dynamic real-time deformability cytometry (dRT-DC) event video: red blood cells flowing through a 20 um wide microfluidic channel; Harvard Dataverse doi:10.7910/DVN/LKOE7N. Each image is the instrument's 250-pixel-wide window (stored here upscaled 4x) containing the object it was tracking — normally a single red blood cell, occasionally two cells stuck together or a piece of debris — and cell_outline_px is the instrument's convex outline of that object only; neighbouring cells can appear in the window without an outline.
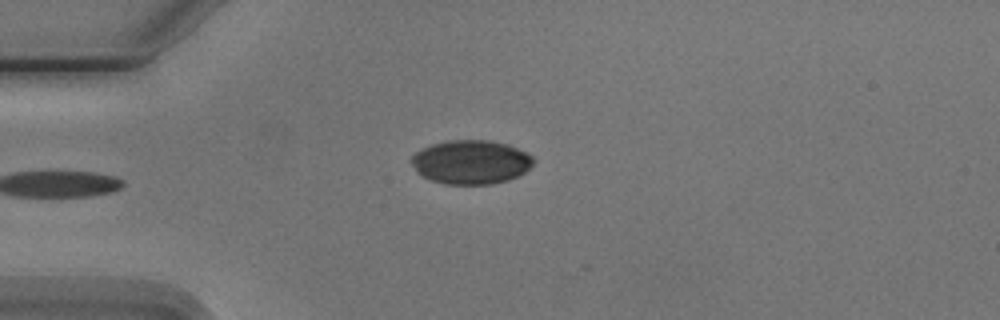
{"species": "Egyptian fruit bat (a non-hibernating species)", "species_latin": "Rousettus aegyptiacus", "temperature_condition": "cold", "stored_images_in_passage": 6, "camera_frame_rate_fps": 3000, "um_per_image_px": 0.085, "animal": {"sex": "male"}, "frame": {"image": 1, "passage_image": 1, "time_ms": 0.0, "image_size_px": [1000, 320], "cell_outline_px": [[536, 160], [524, 172], [508, 180], [492, 184], [444, 184], [432, 180], [416, 172], [412, 164], [412, 156], [416, 152], [432, 144], [448, 140], [488, 140], [508, 144], [528, 152]], "centroid_in_image_um": [40.05, 13.77], "position_along_channel_um": 44.9, "area_um2": 31.21}}
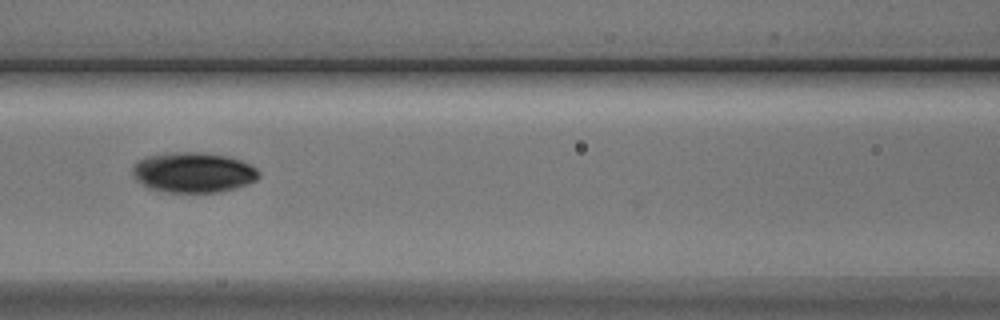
{"frame": {"image": 2, "passage_image": 4, "time_ms": 3.333, "image_size_px": [1000, 320], "cell_outline_px": [[260, 176], [256, 180], [248, 184], [236, 188], [220, 192], [160, 192], [148, 188], [136, 180], [132, 172], [132, 164], [148, 156], [168, 152], [200, 152], [228, 156], [240, 160], [256, 168], [260, 172]], "centroid_in_image_um": [16.42, 14.66], "position_along_channel_um": 150.2, "area_um2": 29.88}}
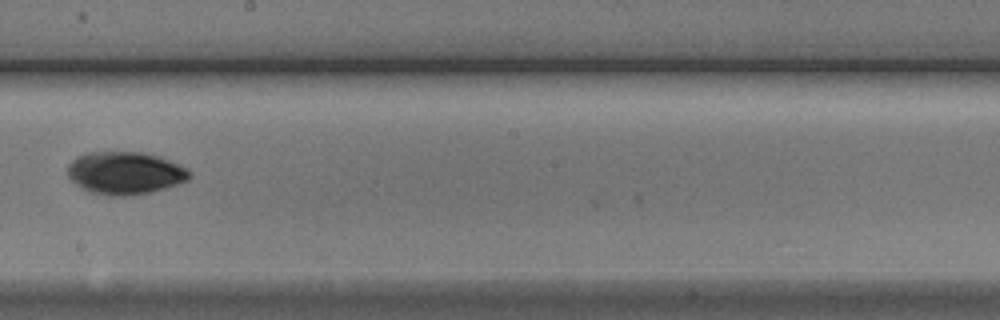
{"frame": {"image": 3, "passage_image": 6, "time_ms": 5.667, "image_size_px": [1000, 320], "cell_outline_px": [[192, 176], [188, 180], [180, 184], [152, 192], [124, 196], [108, 196], [92, 192], [76, 184], [68, 176], [68, 164], [76, 156], [88, 152], [140, 152], [160, 156], [188, 168], [192, 172]], "centroid_in_image_um": [10.68, 14.7], "position_along_channel_um": 237.5, "area_um2": 30.52}}